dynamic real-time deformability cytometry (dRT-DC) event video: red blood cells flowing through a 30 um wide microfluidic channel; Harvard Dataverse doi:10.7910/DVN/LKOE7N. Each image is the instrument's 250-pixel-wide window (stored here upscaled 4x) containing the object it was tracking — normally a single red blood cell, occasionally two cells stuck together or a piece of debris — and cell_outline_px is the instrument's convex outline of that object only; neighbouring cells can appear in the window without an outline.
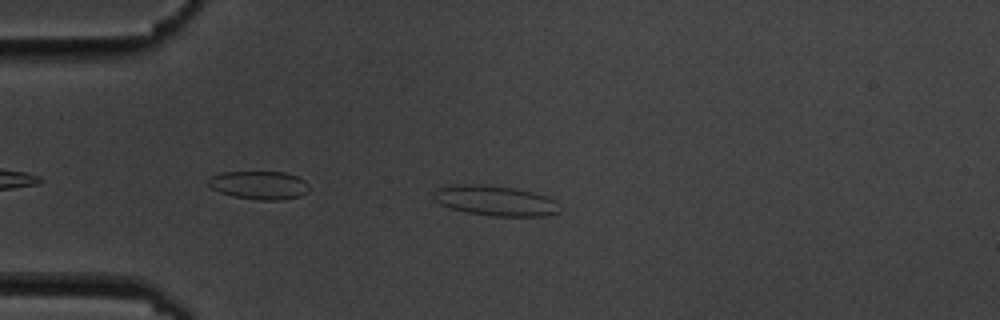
{"species": "common noctule bat (a hibernating species)", "species_latin": "Nyctalus noctula", "temperature_condition": "cold", "stored_images_in_passage": 3, "camera_frame_rate_fps": 3000, "um_per_image_px": 0.085, "animal": {"sex": "male", "body_mass_g": 19.5, "forearm_length_mm": 54.6}, "frame": {"image": 1, "passage_image": 1, "time_ms": 0.0, "image_size_px": [1000, 320], "cell_outline_px": [[560, 212], [544, 216], [492, 216], [468, 212], [452, 208], [440, 204], [432, 196], [432, 192], [436, 188], [452, 184], [480, 184], [516, 188], [548, 196], [556, 200]], "centroid_in_image_um": [42.09, 17.04], "position_along_channel_um": 42.9, "area_um2": 22.31}}
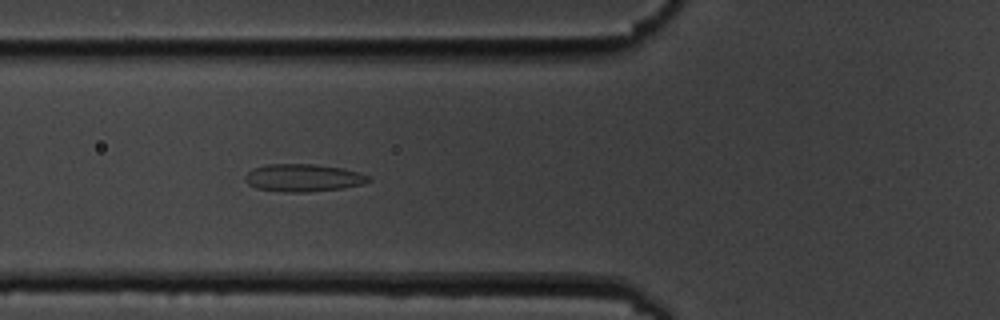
{"frame": {"image": 2, "passage_image": 3, "time_ms": 2.333, "image_size_px": [1000, 320], "cell_outline_px": [[372, 180], [364, 184], [344, 188], [308, 192], [284, 192], [256, 188], [248, 184], [244, 180], [244, 176], [252, 168], [268, 164], [316, 164], [340, 168], [356, 172], [368, 176]], "centroid_in_image_um": [25.74, 15.12], "position_along_channel_um": 100.1, "area_um2": 19.88}}